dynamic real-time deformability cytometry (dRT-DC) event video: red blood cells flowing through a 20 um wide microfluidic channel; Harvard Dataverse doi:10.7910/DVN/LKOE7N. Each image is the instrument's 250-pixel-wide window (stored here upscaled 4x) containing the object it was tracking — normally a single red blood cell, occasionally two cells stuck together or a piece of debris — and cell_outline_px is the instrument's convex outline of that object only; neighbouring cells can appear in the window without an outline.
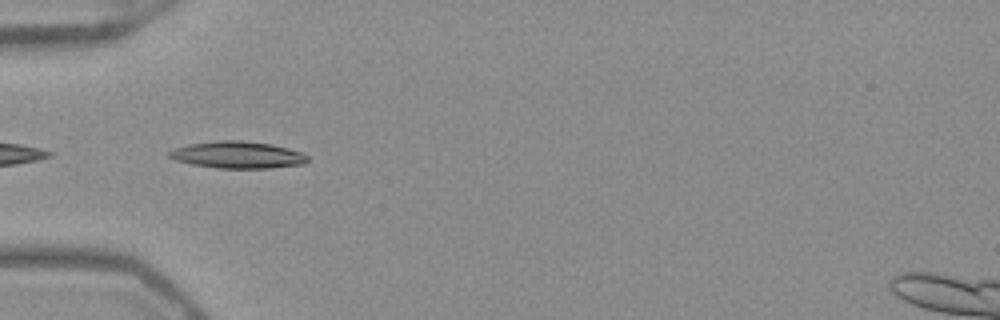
{"species": "Egyptian fruit bat (a non-hibernating species)", "species_latin": "Rousettus aegyptiacus", "temperature_condition": "warm", "stored_images_in_passage": 36, "camera_frame_rate_fps": 3000, "um_per_image_px": 0.085, "frame": {"image": 1, "passage_image": 1, "time_ms": 0.0, "image_size_px": [1000, 320], "cell_outline_px": [[308, 160], [304, 164], [268, 168], [216, 168], [192, 164], [176, 160], [168, 156], [168, 152], [176, 148], [188, 144], [220, 140], [240, 140], [272, 144], [288, 148], [300, 152], [308, 156]], "centroid_in_image_um": [20.2, 13.16], "position_along_channel_um": 64.8, "area_um2": 21.62}}
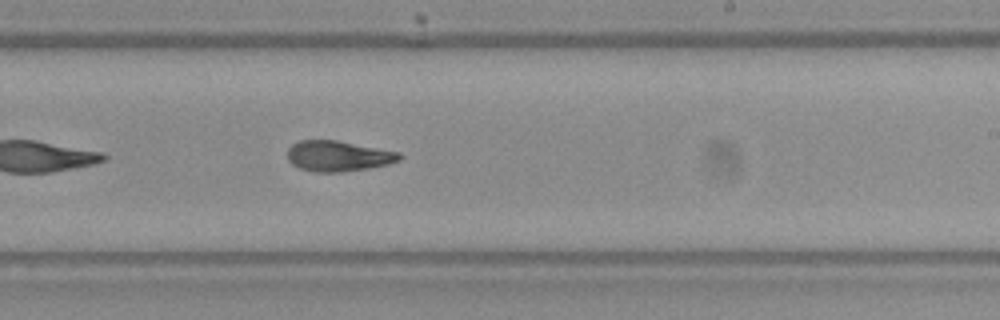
{"frame": {"image": 2, "passage_image": 16, "time_ms": 5.0, "image_size_px": [1000, 320], "cell_outline_px": [[400, 160], [388, 164], [368, 168], [340, 172], [316, 172], [300, 168], [292, 164], [288, 160], [288, 148], [292, 144], [300, 140], [336, 140], [400, 152]], "centroid_in_image_um": [28.73, 13.26], "position_along_channel_um": 260.3, "area_um2": 19.83}}
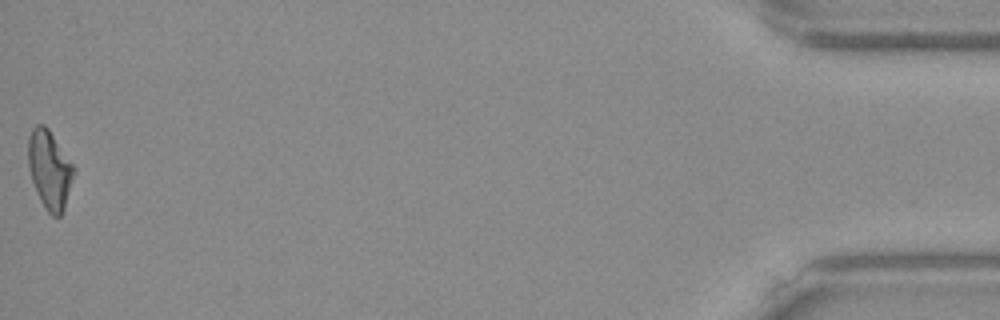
{"frame": {"image": 3, "passage_image": 36, "time_ms": 11.667, "image_size_px": [1000, 320], "cell_outline_px": [[76, 172], [64, 208], [60, 216], [52, 216], [48, 212], [40, 200], [32, 180], [28, 164], [28, 136], [32, 128], [36, 124], [44, 124], [48, 128], [76, 168]], "centroid_in_image_um": [4.23, 14.4], "position_along_channel_um": 431.0, "area_um2": 20.92}, "authors_computed_cell_mechanics": {"area_um2": 20.23, "velocity_mm_per_s": 3.9393, "shape_relaxation_time_tau1_ms": null, "shape_relaxation_time_tau2_ms": 3.3179, "deformation_change_tau1": null, "deformation_change_tau2": 0.1048}}